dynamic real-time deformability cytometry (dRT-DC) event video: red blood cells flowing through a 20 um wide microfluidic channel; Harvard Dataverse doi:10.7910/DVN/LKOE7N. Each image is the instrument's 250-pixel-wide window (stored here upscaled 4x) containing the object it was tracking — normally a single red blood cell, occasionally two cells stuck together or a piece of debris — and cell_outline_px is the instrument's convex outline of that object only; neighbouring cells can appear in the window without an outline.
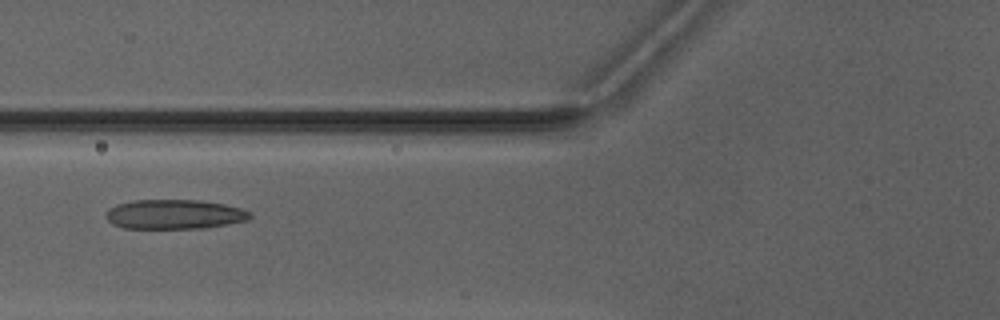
{"species": "Egyptian fruit bat (a non-hibernating species)", "species_latin": "Rousettus aegyptiacus", "temperature_condition": "warm", "stored_images_in_passage": 5, "camera_frame_rate_fps": 3000, "um_per_image_px": 0.085, "animal": {"sex": "male"}, "frame": {"image": 1, "passage_image": 5, "time_ms": 6.0, "image_size_px": [1000, 320], "cell_outline_px": [[252, 216], [248, 220], [228, 224], [204, 228], [124, 228], [112, 224], [104, 216], [104, 212], [108, 208], [116, 204], [132, 200], [200, 200], [224, 204], [240, 208], [252, 212]], "centroid_in_image_um": [14.8, 18.21], "position_along_channel_um": 111.0, "area_um2": 25.03}}